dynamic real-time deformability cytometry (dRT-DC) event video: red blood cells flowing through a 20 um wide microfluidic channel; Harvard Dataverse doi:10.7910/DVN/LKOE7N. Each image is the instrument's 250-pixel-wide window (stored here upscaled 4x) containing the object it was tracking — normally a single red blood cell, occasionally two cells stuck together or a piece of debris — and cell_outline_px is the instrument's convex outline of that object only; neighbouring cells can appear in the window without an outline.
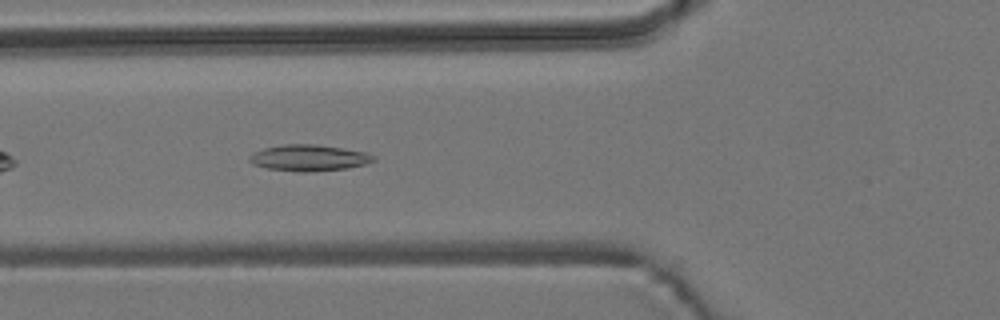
{"species": "common noctule bat (a hibernating species)", "species_latin": "Nyctalus noctula", "temperature_condition": "room temperature", "stored_images_in_passage": 41, "camera_frame_rate_fps": 3000, "um_per_image_px": 0.085, "animal": {"sex": "male", "body_mass_g": 19.2, "forearm_length_mm": 51.8}, "frame": {"image": 1, "passage_image": 6, "time_ms": 1.667, "image_size_px": [1000, 320], "cell_outline_px": [[376, 160], [364, 164], [348, 168], [304, 172], [268, 168], [252, 164], [248, 160], [248, 156], [264, 148], [284, 144], [316, 144], [344, 148], [364, 152], [376, 156]], "centroid_in_image_um": [26.27, 13.41], "position_along_channel_um": 99.5, "area_um2": 18.84}}
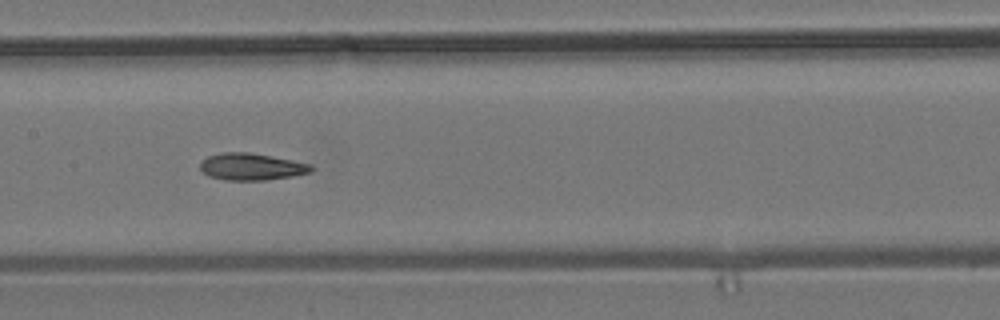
{"frame": {"image": 2, "passage_image": 13, "time_ms": 4.0, "image_size_px": [1000, 320], "cell_outline_px": [[316, 168], [312, 172], [292, 176], [264, 180], [224, 180], [208, 176], [200, 168], [200, 164], [208, 156], [220, 152], [248, 152], [292, 160], [312, 164]], "centroid_in_image_um": [21.4, 14.17], "position_along_channel_um": 186.0, "area_um2": 17.46}}
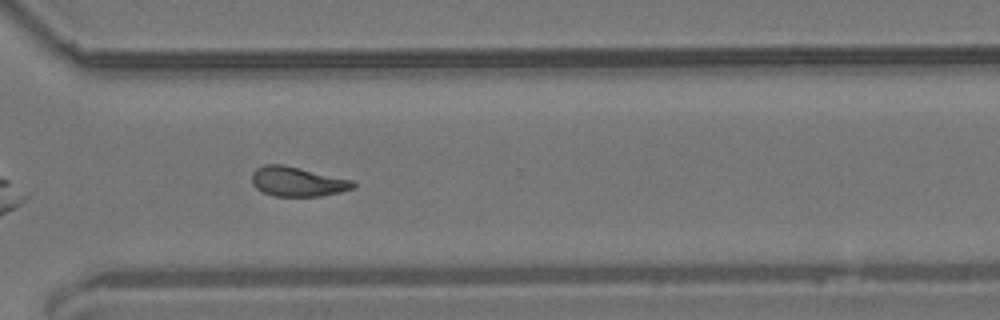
{"frame": {"image": 3, "passage_image": 26, "time_ms": 8.333, "image_size_px": [1000, 320], "cell_outline_px": [[356, 188], [340, 192], [320, 196], [272, 196], [260, 192], [252, 184], [252, 172], [256, 168], [264, 164], [284, 164], [352, 180], [356, 184]], "centroid_in_image_um": [25.25, 15.44], "position_along_channel_um": 345.3, "area_um2": 17.69}, "authors_computed_cell_mechanics": {"area_um2": 17.2822, "velocity_mm_per_s": 3.6894, "shape_relaxation_time_tau1_ms": null, "shape_relaxation_time_tau2_ms": 2.6381, "deformation_change_tau1": null, "deformation_change_tau2": 0.0981}}